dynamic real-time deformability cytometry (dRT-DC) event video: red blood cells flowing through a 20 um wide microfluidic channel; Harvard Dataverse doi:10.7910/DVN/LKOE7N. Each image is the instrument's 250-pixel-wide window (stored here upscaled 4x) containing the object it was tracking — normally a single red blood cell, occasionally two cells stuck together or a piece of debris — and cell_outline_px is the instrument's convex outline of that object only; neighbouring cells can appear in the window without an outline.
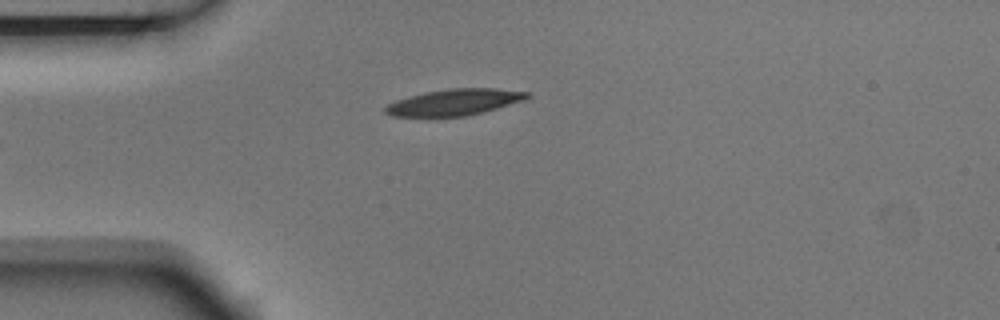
{"species": "Egyptian fruit bat (a non-hibernating species)", "species_latin": "Rousettus aegyptiacus", "temperature_condition": "room temperature", "stored_images_in_passage": 4, "camera_frame_rate_fps": 3000, "um_per_image_px": 0.085, "animal": {"sex": "male"}, "frame": {"image": 1, "passage_image": 4, "time_ms": 1.0, "image_size_px": [1000, 320], "cell_outline_px": [[532, 96], [524, 100], [484, 112], [464, 116], [392, 116], [384, 112], [384, 108], [388, 104], [396, 100], [408, 96], [448, 88], [496, 88], [528, 92]], "centroid_in_image_um": [38.65, 8.68], "position_along_channel_um": 46.4, "area_um2": 21.62}}